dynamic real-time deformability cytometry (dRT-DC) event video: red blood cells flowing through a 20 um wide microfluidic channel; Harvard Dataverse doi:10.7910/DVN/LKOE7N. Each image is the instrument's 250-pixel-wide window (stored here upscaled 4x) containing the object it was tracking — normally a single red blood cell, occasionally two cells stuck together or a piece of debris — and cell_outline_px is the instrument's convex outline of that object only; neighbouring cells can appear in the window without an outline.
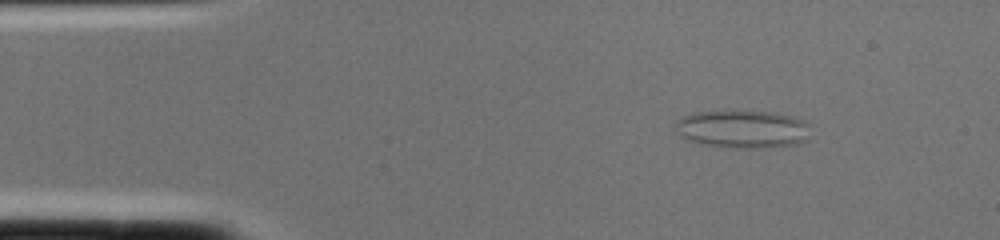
{"species": "common noctule bat (a hibernating species)", "species_latin": "Nyctalus noctula", "temperature_condition": "cold", "stored_images_in_passage": 2, "segment_of_instrument_passage": [1, 2], "camera_frame_rate_fps": 3000, "um_per_image_px": 0.085, "animal": {"sex": "female", "body_mass_g": 22.0, "forearm_length_mm": 56.7}, "frame": {"image": 1, "passage_image": 1, "time_ms": 0.0, "image_size_px": [1000, 240], "cell_outline_px": [[808, 140], [796, 144], [772, 148], [724, 148], [704, 144], [688, 140], [680, 136], [672, 128], [676, 120], [692, 112], [772, 112], [792, 116], [804, 120], [808, 124]], "centroid_in_image_um": [63.1, 11.0], "position_along_channel_um": 21.9, "area_um2": 30.11}}